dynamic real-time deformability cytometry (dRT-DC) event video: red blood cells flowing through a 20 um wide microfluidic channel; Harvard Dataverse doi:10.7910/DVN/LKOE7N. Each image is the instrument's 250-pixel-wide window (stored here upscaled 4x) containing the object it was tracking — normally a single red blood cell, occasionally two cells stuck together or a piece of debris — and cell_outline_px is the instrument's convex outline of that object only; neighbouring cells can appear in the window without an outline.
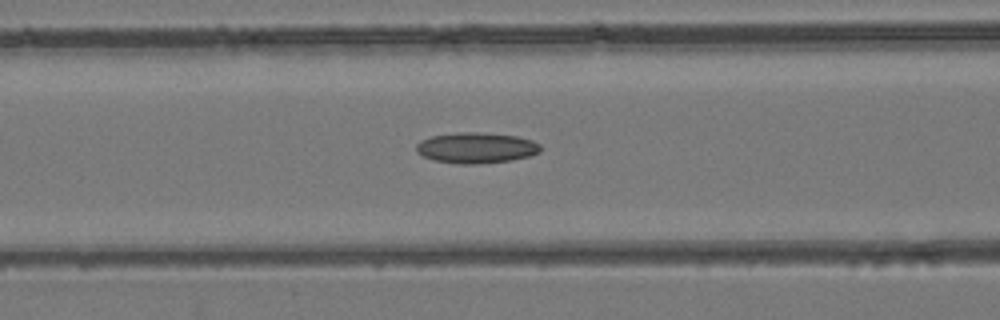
{"species": "common noctule bat (a hibernating species)", "species_latin": "Nyctalus noctula", "temperature_condition": "room temperature", "stored_images_in_passage": 49, "camera_frame_rate_fps": 3000, "um_per_image_px": 0.085, "animal": {"sex": "female", "body_mass_g": 24.6, "forearm_length_mm": 56.2}, "frame": {"image": 1, "passage_image": 21, "time_ms": 6.667, "image_size_px": [1000, 320], "cell_outline_px": [[540, 152], [528, 156], [512, 160], [476, 164], [460, 164], [436, 160], [424, 156], [416, 152], [416, 144], [420, 140], [432, 136], [460, 132], [480, 132], [516, 136], [532, 140], [540, 144]], "centroid_in_image_um": [40.48, 12.56], "position_along_channel_um": 126.1, "area_um2": 22.14}}
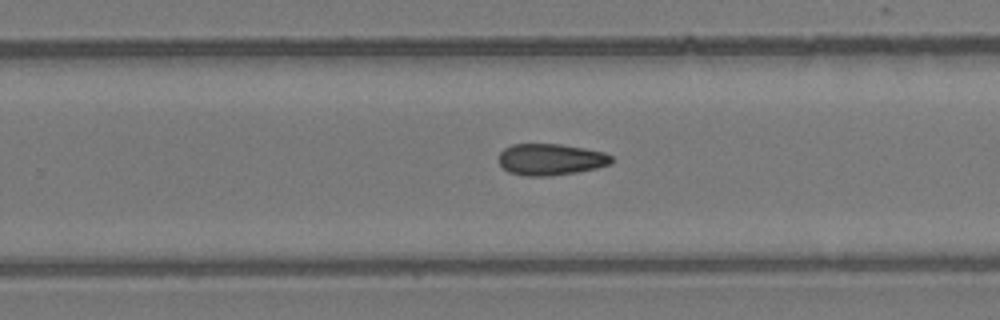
{"frame": {"image": 2, "passage_image": 32, "time_ms": 10.333, "image_size_px": [1000, 320], "cell_outline_px": [[616, 160], [612, 164], [596, 168], [576, 172], [548, 176], [524, 176], [508, 172], [500, 164], [500, 152], [504, 148], [512, 144], [560, 144], [584, 148], [604, 152], [612, 156]], "centroid_in_image_um": [46.84, 13.55], "position_along_channel_um": 283.0, "area_um2": 20.81}}
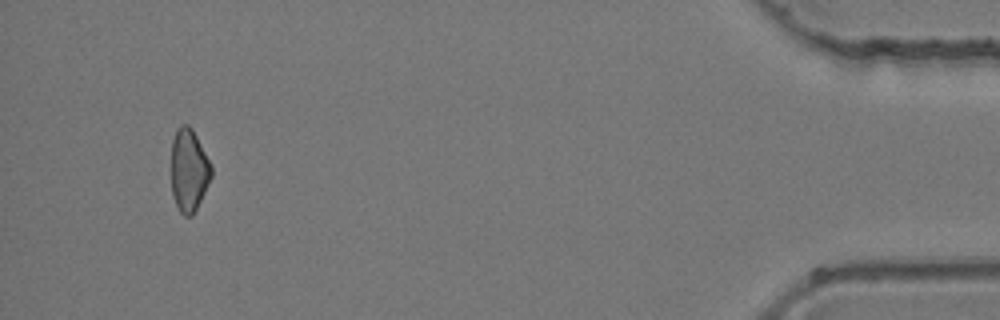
{"frame": {"image": 3, "passage_image": 47, "time_ms": 15.333, "image_size_px": [1000, 320], "cell_outline_px": [[212, 176], [192, 216], [184, 216], [180, 212], [176, 204], [172, 192], [172, 140], [176, 128], [180, 124], [188, 124], [192, 128], [212, 168]], "centroid_in_image_um": [16.04, 14.45], "position_along_channel_um": 419.2, "area_um2": 19.02}}